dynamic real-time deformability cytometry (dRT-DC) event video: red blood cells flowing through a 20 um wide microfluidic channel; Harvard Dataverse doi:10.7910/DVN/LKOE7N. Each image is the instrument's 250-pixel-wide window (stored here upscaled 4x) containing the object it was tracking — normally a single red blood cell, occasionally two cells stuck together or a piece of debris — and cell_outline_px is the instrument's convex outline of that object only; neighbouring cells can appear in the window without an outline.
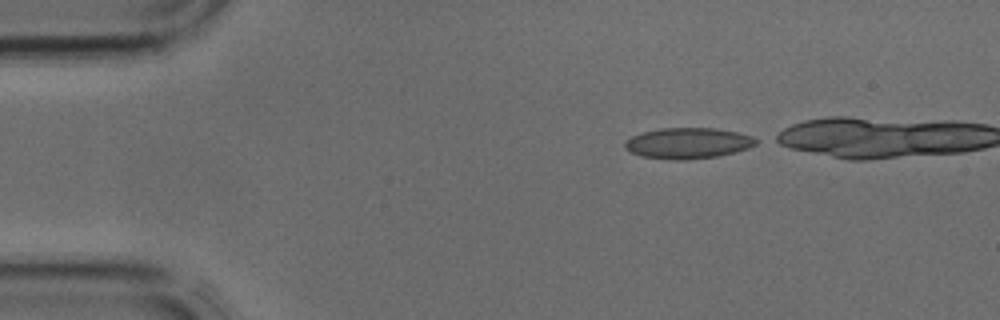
{"species": "common noctule bat (a hibernating species)", "species_latin": "Nyctalus noctula", "temperature_condition": "cold", "stored_images_in_passage": 15, "camera_frame_rate_fps": 3000, "um_per_image_px": 0.085, "animal": {"sex": "male", "body_mass_g": 17.9, "forearm_length_mm": 54.2}, "frame": {"image": 1, "passage_image": 1, "time_ms": 0.0, "image_size_px": [1000, 320], "cell_outline_px": [[760, 140], [756, 144], [748, 148], [736, 152], [720, 156], [684, 160], [672, 160], [644, 156], [632, 152], [624, 148], [624, 144], [632, 136], [644, 132], [660, 128], [716, 128], [736, 132], [752, 136]], "centroid_in_image_um": [58.53, 12.17], "position_along_channel_um": 26.5, "area_um2": 23.52}}